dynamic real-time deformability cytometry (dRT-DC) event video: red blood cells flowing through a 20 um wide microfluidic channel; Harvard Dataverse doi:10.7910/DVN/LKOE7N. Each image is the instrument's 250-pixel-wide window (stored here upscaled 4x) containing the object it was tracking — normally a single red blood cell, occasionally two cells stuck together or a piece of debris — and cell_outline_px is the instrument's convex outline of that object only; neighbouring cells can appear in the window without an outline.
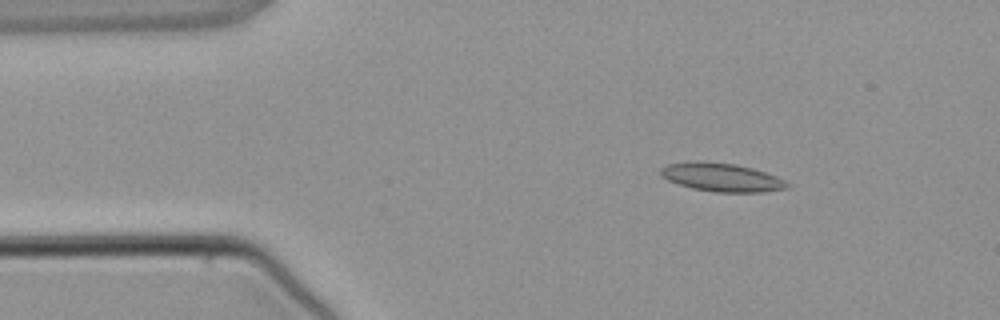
{"species": "common noctule bat (a hibernating species)", "species_latin": "Nyctalus noctula", "temperature_condition": "warm", "stored_images_in_passage": 3, "camera_frame_rate_fps": 3000, "um_per_image_px": 0.085, "animal": {"sex": "male", "body_mass_g": 21.5, "forearm_length_mm": 52.0}, "frame": {"image": 1, "passage_image": 1, "time_ms": 0.0, "image_size_px": [1000, 320], "cell_outline_px": [[792, 184], [788, 188], [760, 192], [716, 192], [692, 188], [668, 180], [660, 176], [660, 168], [668, 164], [692, 160], [700, 160], [736, 164], [752, 168], [776, 176]], "centroid_in_image_um": [61.32, 15.05], "position_along_channel_um": 23.7, "area_um2": 21.1}}